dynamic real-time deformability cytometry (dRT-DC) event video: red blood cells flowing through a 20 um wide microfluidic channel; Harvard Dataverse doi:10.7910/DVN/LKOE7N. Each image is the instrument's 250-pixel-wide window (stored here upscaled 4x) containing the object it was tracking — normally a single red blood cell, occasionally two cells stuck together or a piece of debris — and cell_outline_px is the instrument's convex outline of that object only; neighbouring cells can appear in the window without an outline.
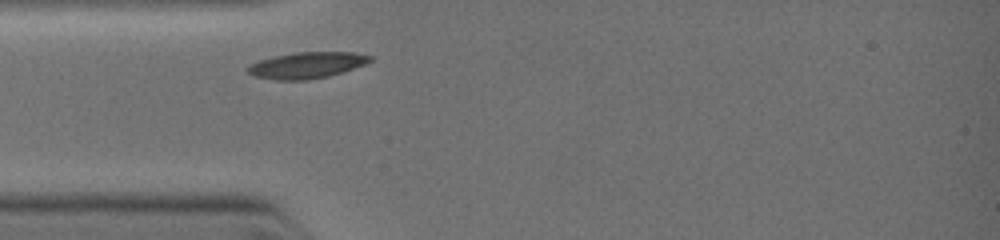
{"species": "common noctule bat (a hibernating species)", "species_latin": "Nyctalus noctula", "temperature_condition": "warm", "stored_images_in_passage": 1, "camera_frame_rate_fps": 3000, "um_per_image_px": 0.085, "animal": {"sex": "female", "body_mass_g": 19.0, "forearm_length_mm": 51.5}, "frame": {"image": 1, "passage_image": 1, "time_ms": 0.0, "image_size_px": [1000, 240], "cell_outline_px": [[372, 60], [364, 64], [328, 76], [308, 80], [276, 80], [252, 76], [244, 68], [260, 60], [272, 56], [296, 52], [352, 52], [372, 56]], "centroid_in_image_um": [26.02, 5.54], "position_along_channel_um": 59.0, "area_um2": 18.61}}